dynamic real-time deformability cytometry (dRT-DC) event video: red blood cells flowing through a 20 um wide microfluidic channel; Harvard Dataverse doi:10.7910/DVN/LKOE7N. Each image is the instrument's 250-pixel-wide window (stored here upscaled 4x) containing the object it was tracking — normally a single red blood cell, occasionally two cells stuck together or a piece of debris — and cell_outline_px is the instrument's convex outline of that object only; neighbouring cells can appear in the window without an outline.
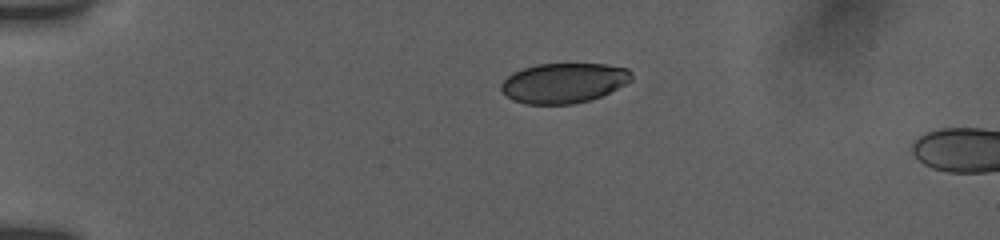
{"species": "human", "species_latin": "Homo sapiens", "temperature_condition": "room temperature", "stored_images_in_passage": 43, "camera_frame_rate_fps": 3000, "um_per_image_px": 0.085, "donor": {"sex": "female"}, "frame": {"image": 1, "passage_image": 1, "time_ms": 0.0, "image_size_px": [1000, 240], "cell_outline_px": [[632, 80], [600, 96], [588, 100], [572, 104], [524, 104], [512, 100], [500, 88], [500, 84], [512, 72], [536, 64], [604, 64], [628, 68], [632, 72]], "centroid_in_image_um": [47.9, 7.04], "position_along_channel_um": 37.1, "area_um2": 30.23}}
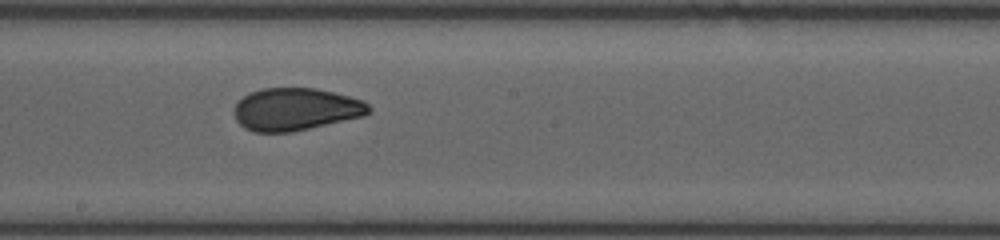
{"frame": {"image": 2, "passage_image": 20, "time_ms": 6.333, "image_size_px": [1000, 240], "cell_outline_px": [[372, 108], [364, 116], [292, 132], [252, 132], [244, 128], [236, 120], [232, 112], [236, 104], [244, 96], [252, 92], [264, 88], [316, 88], [364, 100]], "centroid_in_image_um": [25.12, 9.29], "position_along_channel_um": 223.1, "area_um2": 33.35}}
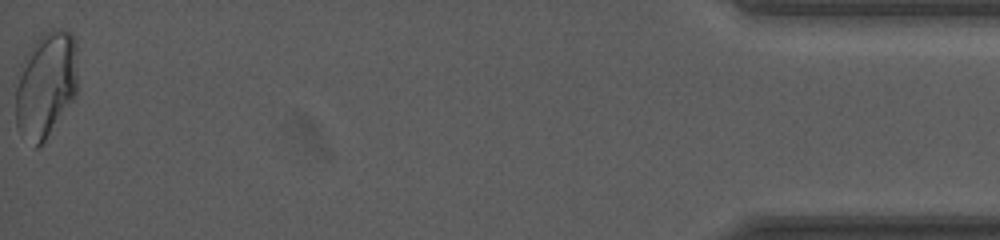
{"frame": {"image": 3, "passage_image": 43, "time_ms": 14.0, "image_size_px": [1000, 240], "cell_outline_px": [[76, 96], [44, 140], [36, 148], [20, 132], [16, 124], [16, 88], [20, 64], [32, 44], [40, 32], [52, 28], [60, 28], [68, 32], [76, 40]], "centroid_in_image_um": [3.89, 7.13], "position_along_channel_um": 431.3, "area_um2": 38.38}, "authors_computed_cell_mechanics": {"area_um2": 33.9864, "velocity_mm_per_s": 3.8349, "shape_relaxation_time_tau1_ms": null, "shape_relaxation_time_tau2_ms": 0.9725, "deformation_change_tau1": null, "deformation_change_tau2": 0.0561}}